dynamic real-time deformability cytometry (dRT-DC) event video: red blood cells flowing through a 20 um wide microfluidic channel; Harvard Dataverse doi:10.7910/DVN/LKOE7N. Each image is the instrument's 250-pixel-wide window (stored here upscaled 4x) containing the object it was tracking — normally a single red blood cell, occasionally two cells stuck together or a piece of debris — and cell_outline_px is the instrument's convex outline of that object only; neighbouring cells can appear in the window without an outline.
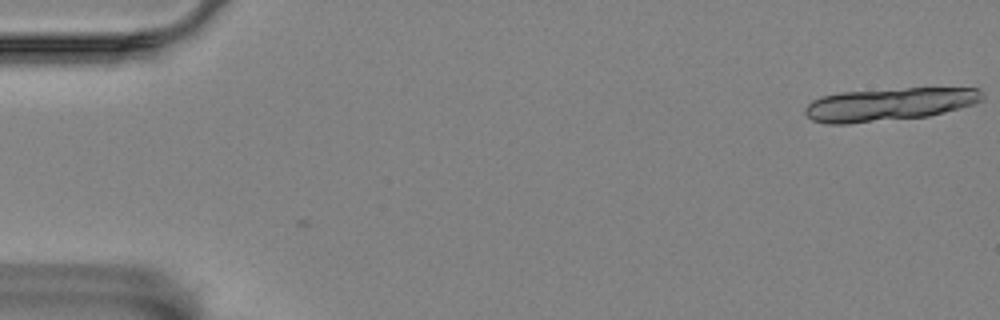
{"species": "Egyptian fruit bat (a non-hibernating species)", "species_latin": "Rousettus aegyptiacus", "temperature_condition": "room temperature", "stored_images_in_passage": 2, "camera_frame_rate_fps": 3000, "um_per_image_px": 0.085, "animal": {"sex": "female"}, "frame": {"image": 1, "passage_image": 2, "time_ms": 1.0, "image_size_px": [1000, 320], "cell_outline_px": [[984, 100], [960, 108], [928, 116], [848, 124], [828, 124], [812, 120], [804, 112], [804, 108], [812, 100], [820, 96], [840, 92], [908, 88], [980, 88], [984, 92]], "centroid_in_image_um": [75.57, 8.86], "position_along_channel_um": 9.4, "area_um2": 34.16}}